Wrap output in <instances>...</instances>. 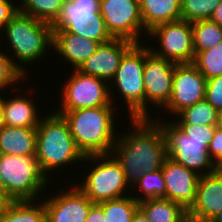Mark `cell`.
<instances>
[{
	"instance_id": "74e56055",
	"label": "cell",
	"mask_w": 222,
	"mask_h": 222,
	"mask_svg": "<svg viewBox=\"0 0 222 222\" xmlns=\"http://www.w3.org/2000/svg\"><path fill=\"white\" fill-rule=\"evenodd\" d=\"M209 20L222 27V0L218 4V6L215 8V10L213 11Z\"/></svg>"
},
{
	"instance_id": "4316f807",
	"label": "cell",
	"mask_w": 222,
	"mask_h": 222,
	"mask_svg": "<svg viewBox=\"0 0 222 222\" xmlns=\"http://www.w3.org/2000/svg\"><path fill=\"white\" fill-rule=\"evenodd\" d=\"M217 113L218 111L206 99H203L192 106L184 108L170 119H172L173 123L217 125Z\"/></svg>"
},
{
	"instance_id": "44dd1931",
	"label": "cell",
	"mask_w": 222,
	"mask_h": 222,
	"mask_svg": "<svg viewBox=\"0 0 222 222\" xmlns=\"http://www.w3.org/2000/svg\"><path fill=\"white\" fill-rule=\"evenodd\" d=\"M36 143V128L6 125L0 128V154L36 156Z\"/></svg>"
},
{
	"instance_id": "d4e9b609",
	"label": "cell",
	"mask_w": 222,
	"mask_h": 222,
	"mask_svg": "<svg viewBox=\"0 0 222 222\" xmlns=\"http://www.w3.org/2000/svg\"><path fill=\"white\" fill-rule=\"evenodd\" d=\"M18 12L53 25L61 14L65 0H18Z\"/></svg>"
},
{
	"instance_id": "ee69618b",
	"label": "cell",
	"mask_w": 222,
	"mask_h": 222,
	"mask_svg": "<svg viewBox=\"0 0 222 222\" xmlns=\"http://www.w3.org/2000/svg\"><path fill=\"white\" fill-rule=\"evenodd\" d=\"M0 193L5 194V186L1 174H0Z\"/></svg>"
},
{
	"instance_id": "ffe728a7",
	"label": "cell",
	"mask_w": 222,
	"mask_h": 222,
	"mask_svg": "<svg viewBox=\"0 0 222 222\" xmlns=\"http://www.w3.org/2000/svg\"><path fill=\"white\" fill-rule=\"evenodd\" d=\"M19 88L20 86H18L16 90V96L9 98L6 96V99L3 96L5 125L10 127L37 128L43 114L39 112L37 108L38 105L33 101L34 99L30 100L28 93L24 96V94L21 93L22 90ZM18 91L20 93H18ZM20 94L22 95L20 96Z\"/></svg>"
},
{
	"instance_id": "3957f363",
	"label": "cell",
	"mask_w": 222,
	"mask_h": 222,
	"mask_svg": "<svg viewBox=\"0 0 222 222\" xmlns=\"http://www.w3.org/2000/svg\"><path fill=\"white\" fill-rule=\"evenodd\" d=\"M114 111L115 106H100L55 112L67 121L77 148L87 156L111 154L119 128Z\"/></svg>"
},
{
	"instance_id": "9a60e30c",
	"label": "cell",
	"mask_w": 222,
	"mask_h": 222,
	"mask_svg": "<svg viewBox=\"0 0 222 222\" xmlns=\"http://www.w3.org/2000/svg\"><path fill=\"white\" fill-rule=\"evenodd\" d=\"M64 187L56 190L53 196L48 192L42 196L46 222H85L94 203L74 183Z\"/></svg>"
},
{
	"instance_id": "d6986e66",
	"label": "cell",
	"mask_w": 222,
	"mask_h": 222,
	"mask_svg": "<svg viewBox=\"0 0 222 222\" xmlns=\"http://www.w3.org/2000/svg\"><path fill=\"white\" fill-rule=\"evenodd\" d=\"M100 45V42L82 38L66 31H53V54L58 53L57 58L64 60L71 70L78 69ZM71 64V65H70Z\"/></svg>"
},
{
	"instance_id": "9c48e42d",
	"label": "cell",
	"mask_w": 222,
	"mask_h": 222,
	"mask_svg": "<svg viewBox=\"0 0 222 222\" xmlns=\"http://www.w3.org/2000/svg\"><path fill=\"white\" fill-rule=\"evenodd\" d=\"M52 27L53 31L70 32L100 43L113 38L100 13V0H65Z\"/></svg>"
},
{
	"instance_id": "7a4b0ae2",
	"label": "cell",
	"mask_w": 222,
	"mask_h": 222,
	"mask_svg": "<svg viewBox=\"0 0 222 222\" xmlns=\"http://www.w3.org/2000/svg\"><path fill=\"white\" fill-rule=\"evenodd\" d=\"M0 35L4 38L1 37L0 41L5 40L3 41L5 43L4 47L11 48L10 50L6 49L5 52H13L7 55L27 79H30L28 77L30 74L28 73H31L30 70L28 71L29 65L32 66L33 64L34 66V63L39 64L38 61L42 62L43 58L48 57L46 56L47 53L53 50L52 25L20 12H17L10 19Z\"/></svg>"
},
{
	"instance_id": "7bdbcfd3",
	"label": "cell",
	"mask_w": 222,
	"mask_h": 222,
	"mask_svg": "<svg viewBox=\"0 0 222 222\" xmlns=\"http://www.w3.org/2000/svg\"><path fill=\"white\" fill-rule=\"evenodd\" d=\"M209 222H222V211L215 215Z\"/></svg>"
},
{
	"instance_id": "7402d4cb",
	"label": "cell",
	"mask_w": 222,
	"mask_h": 222,
	"mask_svg": "<svg viewBox=\"0 0 222 222\" xmlns=\"http://www.w3.org/2000/svg\"><path fill=\"white\" fill-rule=\"evenodd\" d=\"M144 29L181 20V0H139Z\"/></svg>"
},
{
	"instance_id": "60d3db41",
	"label": "cell",
	"mask_w": 222,
	"mask_h": 222,
	"mask_svg": "<svg viewBox=\"0 0 222 222\" xmlns=\"http://www.w3.org/2000/svg\"><path fill=\"white\" fill-rule=\"evenodd\" d=\"M5 125L3 110V94H0V128Z\"/></svg>"
},
{
	"instance_id": "f546056e",
	"label": "cell",
	"mask_w": 222,
	"mask_h": 222,
	"mask_svg": "<svg viewBox=\"0 0 222 222\" xmlns=\"http://www.w3.org/2000/svg\"><path fill=\"white\" fill-rule=\"evenodd\" d=\"M207 79L222 75V41L195 54L192 63Z\"/></svg>"
},
{
	"instance_id": "1f68e13d",
	"label": "cell",
	"mask_w": 222,
	"mask_h": 222,
	"mask_svg": "<svg viewBox=\"0 0 222 222\" xmlns=\"http://www.w3.org/2000/svg\"><path fill=\"white\" fill-rule=\"evenodd\" d=\"M1 47L2 46L0 45V48ZM26 78L27 77H25L22 72L13 64V61L7 55V53L0 49V92L2 91L0 94H2L3 91L5 92V89L7 88H9V93L10 90L13 92L12 89L15 91L17 89L16 86H18V84L20 85V82L22 84V88L23 82H25L23 80H26Z\"/></svg>"
},
{
	"instance_id": "5bb4252c",
	"label": "cell",
	"mask_w": 222,
	"mask_h": 222,
	"mask_svg": "<svg viewBox=\"0 0 222 222\" xmlns=\"http://www.w3.org/2000/svg\"><path fill=\"white\" fill-rule=\"evenodd\" d=\"M206 84V78L192 63L176 64L171 98L163 110L156 112L157 115L153 118H161L164 111L165 115L170 113L167 118L169 120V117H175L184 108L205 99Z\"/></svg>"
},
{
	"instance_id": "d590c367",
	"label": "cell",
	"mask_w": 222,
	"mask_h": 222,
	"mask_svg": "<svg viewBox=\"0 0 222 222\" xmlns=\"http://www.w3.org/2000/svg\"><path fill=\"white\" fill-rule=\"evenodd\" d=\"M14 1L0 0V33L5 29L10 19L18 12V4L16 5Z\"/></svg>"
},
{
	"instance_id": "cb8c5ba5",
	"label": "cell",
	"mask_w": 222,
	"mask_h": 222,
	"mask_svg": "<svg viewBox=\"0 0 222 222\" xmlns=\"http://www.w3.org/2000/svg\"><path fill=\"white\" fill-rule=\"evenodd\" d=\"M0 222H46L43 200L11 201Z\"/></svg>"
},
{
	"instance_id": "d6a6232c",
	"label": "cell",
	"mask_w": 222,
	"mask_h": 222,
	"mask_svg": "<svg viewBox=\"0 0 222 222\" xmlns=\"http://www.w3.org/2000/svg\"><path fill=\"white\" fill-rule=\"evenodd\" d=\"M183 133L190 137V139L207 140V146L214 136L216 125H200L190 123H174Z\"/></svg>"
},
{
	"instance_id": "30bf717a",
	"label": "cell",
	"mask_w": 222,
	"mask_h": 222,
	"mask_svg": "<svg viewBox=\"0 0 222 222\" xmlns=\"http://www.w3.org/2000/svg\"><path fill=\"white\" fill-rule=\"evenodd\" d=\"M60 90V104L54 111H71L82 108L114 106L110 97L109 82L104 79L72 70ZM58 108V109H57Z\"/></svg>"
},
{
	"instance_id": "52a82bcc",
	"label": "cell",
	"mask_w": 222,
	"mask_h": 222,
	"mask_svg": "<svg viewBox=\"0 0 222 222\" xmlns=\"http://www.w3.org/2000/svg\"><path fill=\"white\" fill-rule=\"evenodd\" d=\"M0 174L5 194L12 201L39 200L47 190L51 192L54 183L42 171L36 156L0 154Z\"/></svg>"
},
{
	"instance_id": "f35d334b",
	"label": "cell",
	"mask_w": 222,
	"mask_h": 222,
	"mask_svg": "<svg viewBox=\"0 0 222 222\" xmlns=\"http://www.w3.org/2000/svg\"><path fill=\"white\" fill-rule=\"evenodd\" d=\"M11 201L12 200L6 194L0 193V217L4 214Z\"/></svg>"
},
{
	"instance_id": "7c38bea8",
	"label": "cell",
	"mask_w": 222,
	"mask_h": 222,
	"mask_svg": "<svg viewBox=\"0 0 222 222\" xmlns=\"http://www.w3.org/2000/svg\"><path fill=\"white\" fill-rule=\"evenodd\" d=\"M175 65L173 62L153 54L148 45H145V65L143 73L145 118H153V116L156 115V111L159 112L160 108L162 110L168 104L173 90ZM151 107L155 108L154 110L156 111L152 110Z\"/></svg>"
},
{
	"instance_id": "484cf974",
	"label": "cell",
	"mask_w": 222,
	"mask_h": 222,
	"mask_svg": "<svg viewBox=\"0 0 222 222\" xmlns=\"http://www.w3.org/2000/svg\"><path fill=\"white\" fill-rule=\"evenodd\" d=\"M131 192L132 197L138 202L150 198H166V186L162 170L159 169L153 172L143 173L137 182L131 187Z\"/></svg>"
},
{
	"instance_id": "277c9868",
	"label": "cell",
	"mask_w": 222,
	"mask_h": 222,
	"mask_svg": "<svg viewBox=\"0 0 222 222\" xmlns=\"http://www.w3.org/2000/svg\"><path fill=\"white\" fill-rule=\"evenodd\" d=\"M51 111L44 114L36 128V158L48 179H52L51 173L53 176L54 171L61 172L63 167L72 165L74 169L85 157L77 148L67 121L53 109Z\"/></svg>"
},
{
	"instance_id": "4dcf8cb0",
	"label": "cell",
	"mask_w": 222,
	"mask_h": 222,
	"mask_svg": "<svg viewBox=\"0 0 222 222\" xmlns=\"http://www.w3.org/2000/svg\"><path fill=\"white\" fill-rule=\"evenodd\" d=\"M221 0H181V20H209Z\"/></svg>"
},
{
	"instance_id": "ab89813d",
	"label": "cell",
	"mask_w": 222,
	"mask_h": 222,
	"mask_svg": "<svg viewBox=\"0 0 222 222\" xmlns=\"http://www.w3.org/2000/svg\"><path fill=\"white\" fill-rule=\"evenodd\" d=\"M131 222H149L144 213L138 208L133 215Z\"/></svg>"
},
{
	"instance_id": "83f0119b",
	"label": "cell",
	"mask_w": 222,
	"mask_h": 222,
	"mask_svg": "<svg viewBox=\"0 0 222 222\" xmlns=\"http://www.w3.org/2000/svg\"><path fill=\"white\" fill-rule=\"evenodd\" d=\"M192 38L195 54L211 49L222 41V27L210 20L193 22Z\"/></svg>"
},
{
	"instance_id": "8992f818",
	"label": "cell",
	"mask_w": 222,
	"mask_h": 222,
	"mask_svg": "<svg viewBox=\"0 0 222 222\" xmlns=\"http://www.w3.org/2000/svg\"><path fill=\"white\" fill-rule=\"evenodd\" d=\"M144 65L145 43H135L124 54L114 78L109 82L112 104L115 106L114 98L120 96V103L128 107L125 110L129 119L145 118Z\"/></svg>"
},
{
	"instance_id": "4fadbf2b",
	"label": "cell",
	"mask_w": 222,
	"mask_h": 222,
	"mask_svg": "<svg viewBox=\"0 0 222 222\" xmlns=\"http://www.w3.org/2000/svg\"><path fill=\"white\" fill-rule=\"evenodd\" d=\"M100 13L113 38L134 43H143L144 36L147 38L139 0H100Z\"/></svg>"
},
{
	"instance_id": "5b68a950",
	"label": "cell",
	"mask_w": 222,
	"mask_h": 222,
	"mask_svg": "<svg viewBox=\"0 0 222 222\" xmlns=\"http://www.w3.org/2000/svg\"><path fill=\"white\" fill-rule=\"evenodd\" d=\"M87 162H89L87 166L89 169L85 171ZM83 163L86 176L83 177L82 171L81 175L84 179L79 182V178L76 180L78 183L74 182V184L93 203L118 199L131 194V187L126 182L122 166L112 154L87 155Z\"/></svg>"
},
{
	"instance_id": "ba28073f",
	"label": "cell",
	"mask_w": 222,
	"mask_h": 222,
	"mask_svg": "<svg viewBox=\"0 0 222 222\" xmlns=\"http://www.w3.org/2000/svg\"><path fill=\"white\" fill-rule=\"evenodd\" d=\"M164 117L153 119L163 132L168 158L199 176L216 172L218 168L209 155L207 140L190 139L170 119L164 120Z\"/></svg>"
},
{
	"instance_id": "6da1fadb",
	"label": "cell",
	"mask_w": 222,
	"mask_h": 222,
	"mask_svg": "<svg viewBox=\"0 0 222 222\" xmlns=\"http://www.w3.org/2000/svg\"><path fill=\"white\" fill-rule=\"evenodd\" d=\"M129 124L128 131L118 130L111 154L132 187L143 173L161 169L168 154L161 127L153 118H130Z\"/></svg>"
},
{
	"instance_id": "603a6c76",
	"label": "cell",
	"mask_w": 222,
	"mask_h": 222,
	"mask_svg": "<svg viewBox=\"0 0 222 222\" xmlns=\"http://www.w3.org/2000/svg\"><path fill=\"white\" fill-rule=\"evenodd\" d=\"M138 208L149 222H185L187 211L178 203L166 198H150L140 201Z\"/></svg>"
},
{
	"instance_id": "836d02e7",
	"label": "cell",
	"mask_w": 222,
	"mask_h": 222,
	"mask_svg": "<svg viewBox=\"0 0 222 222\" xmlns=\"http://www.w3.org/2000/svg\"><path fill=\"white\" fill-rule=\"evenodd\" d=\"M205 99L217 111L222 108V75L207 79Z\"/></svg>"
},
{
	"instance_id": "e0dca14e",
	"label": "cell",
	"mask_w": 222,
	"mask_h": 222,
	"mask_svg": "<svg viewBox=\"0 0 222 222\" xmlns=\"http://www.w3.org/2000/svg\"><path fill=\"white\" fill-rule=\"evenodd\" d=\"M222 211V169L200 176L195 202L187 211L190 222H209Z\"/></svg>"
},
{
	"instance_id": "2e32d148",
	"label": "cell",
	"mask_w": 222,
	"mask_h": 222,
	"mask_svg": "<svg viewBox=\"0 0 222 222\" xmlns=\"http://www.w3.org/2000/svg\"><path fill=\"white\" fill-rule=\"evenodd\" d=\"M134 44L122 38H112L100 43L97 50L77 70L110 82L116 74L122 57Z\"/></svg>"
},
{
	"instance_id": "e575fe53",
	"label": "cell",
	"mask_w": 222,
	"mask_h": 222,
	"mask_svg": "<svg viewBox=\"0 0 222 222\" xmlns=\"http://www.w3.org/2000/svg\"><path fill=\"white\" fill-rule=\"evenodd\" d=\"M208 152L218 169H222V129L216 128L214 136L209 144Z\"/></svg>"
},
{
	"instance_id": "8d00e7d4",
	"label": "cell",
	"mask_w": 222,
	"mask_h": 222,
	"mask_svg": "<svg viewBox=\"0 0 222 222\" xmlns=\"http://www.w3.org/2000/svg\"><path fill=\"white\" fill-rule=\"evenodd\" d=\"M85 222H107L103 208L98 203L91 206Z\"/></svg>"
},
{
	"instance_id": "f1b7e54d",
	"label": "cell",
	"mask_w": 222,
	"mask_h": 222,
	"mask_svg": "<svg viewBox=\"0 0 222 222\" xmlns=\"http://www.w3.org/2000/svg\"><path fill=\"white\" fill-rule=\"evenodd\" d=\"M98 204L103 208L107 222H131L139 202L131 194Z\"/></svg>"
},
{
	"instance_id": "8fae6325",
	"label": "cell",
	"mask_w": 222,
	"mask_h": 222,
	"mask_svg": "<svg viewBox=\"0 0 222 222\" xmlns=\"http://www.w3.org/2000/svg\"><path fill=\"white\" fill-rule=\"evenodd\" d=\"M149 38L156 39V48L148 45L150 51L158 57L175 64L193 63L195 52L193 48L192 23L185 20L162 23L147 33ZM159 41V42H158Z\"/></svg>"
},
{
	"instance_id": "ac0fdd59",
	"label": "cell",
	"mask_w": 222,
	"mask_h": 222,
	"mask_svg": "<svg viewBox=\"0 0 222 222\" xmlns=\"http://www.w3.org/2000/svg\"><path fill=\"white\" fill-rule=\"evenodd\" d=\"M161 170L166 186V199L180 204L188 211L195 202L200 176L169 158L165 160Z\"/></svg>"
},
{
	"instance_id": "b9f144b4",
	"label": "cell",
	"mask_w": 222,
	"mask_h": 222,
	"mask_svg": "<svg viewBox=\"0 0 222 222\" xmlns=\"http://www.w3.org/2000/svg\"><path fill=\"white\" fill-rule=\"evenodd\" d=\"M218 128L222 129V108L218 110L217 113V125Z\"/></svg>"
}]
</instances>
